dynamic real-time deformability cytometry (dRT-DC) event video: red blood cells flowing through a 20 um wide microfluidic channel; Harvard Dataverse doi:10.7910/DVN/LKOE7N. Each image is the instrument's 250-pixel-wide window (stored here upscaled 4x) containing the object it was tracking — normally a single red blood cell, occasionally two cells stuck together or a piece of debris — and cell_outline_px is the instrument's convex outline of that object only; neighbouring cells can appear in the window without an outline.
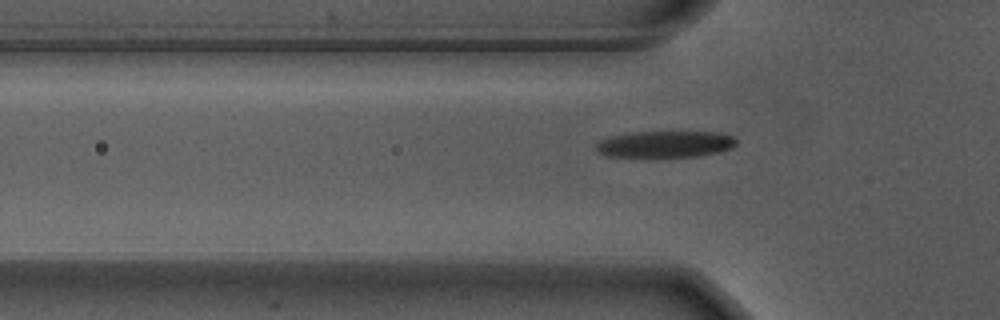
{"species": "Egyptian fruit bat (a non-hibernating species)", "species_latin": "Rousettus aegyptiacus", "temperature_condition": "warm", "stored_images_in_passage": 37, "camera_frame_rate_fps": 3000, "um_per_image_px": 0.085, "animal": {"sex": "male"}, "frame": {"image": 1, "passage_image": 9, "time_ms": 2.667, "image_size_px": [1000, 320], "cell_outline_px": [[736, 144], [732, 148], [720, 152], [696, 156], [608, 156], [600, 152], [596, 148], [596, 144], [600, 140], [612, 136], [632, 132], [716, 132], [732, 136], [736, 140]], "centroid_in_image_um": [56.57, 12.24], "position_along_channel_um": 69.2, "area_um2": 21.33}}
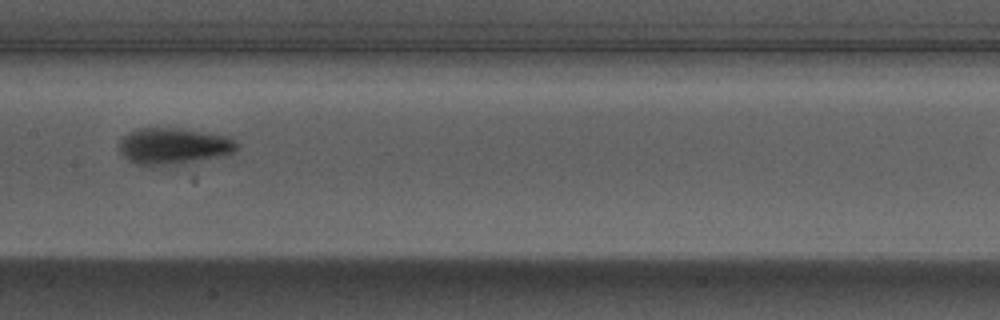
{"frame": {"image": 2, "passage_image": 19, "time_ms": 6.0, "image_size_px": [1000, 320], "cell_outline_px": [[240, 144], [236, 152], [220, 156], [152, 168], [148, 168], [136, 164], [120, 156], [120, 140], [128, 132], [136, 128], [180, 128], [228, 136]], "centroid_in_image_um": [14.71, 12.43], "position_along_channel_um": 192.7, "area_um2": 25.43}}
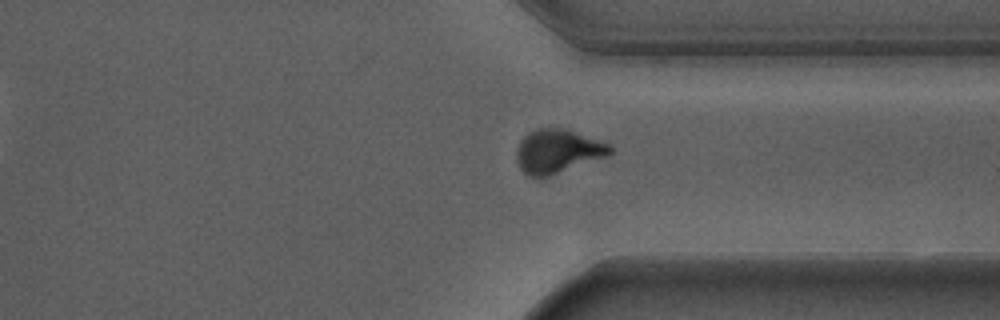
{"frame": {"image": 3, "passage_image": 33, "time_ms": 10.667, "image_size_px": [1000, 320], "cell_outline_px": [[612, 152], [608, 156], [548, 176], [528, 176], [520, 168], [516, 156], [516, 152], [520, 140], [528, 132], [536, 128], [560, 128], [608, 144], [612, 148]], "centroid_in_image_um": [47.36, 12.86], "position_along_channel_um": 364.0, "area_um2": 23.29}}